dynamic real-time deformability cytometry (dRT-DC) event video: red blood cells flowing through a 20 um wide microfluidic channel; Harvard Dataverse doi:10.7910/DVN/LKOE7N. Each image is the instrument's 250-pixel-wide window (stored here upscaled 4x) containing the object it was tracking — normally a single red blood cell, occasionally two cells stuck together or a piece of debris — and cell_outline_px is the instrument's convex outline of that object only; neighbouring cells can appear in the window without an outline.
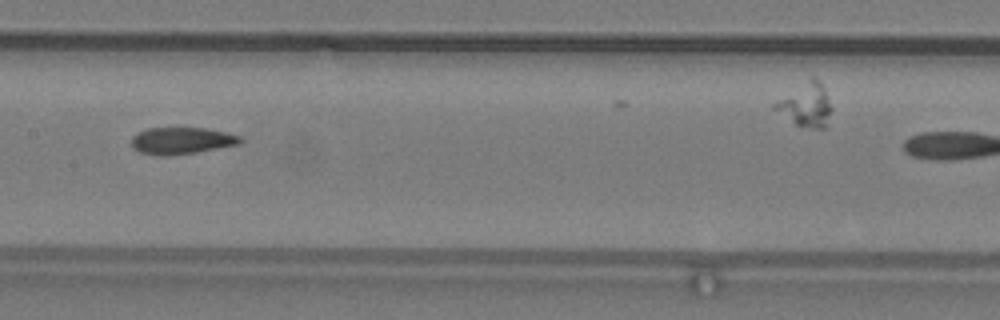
{"species": "common noctule bat (a hibernating species)", "species_latin": "Nyctalus noctula", "temperature_condition": "warm", "stored_images_in_passage": 34, "camera_frame_rate_fps": 3000, "um_per_image_px": 0.085, "animal": {"sex": "male", "body_mass_g": 19.2, "forearm_length_mm": 51.8}, "frame": {"image": 1, "passage_image": 19, "time_ms": 6.0, "image_size_px": [1000, 320], "cell_outline_px": [[244, 140], [240, 144], [196, 152], [168, 156], [156, 156], [140, 152], [132, 148], [132, 136], [148, 128], [204, 128], [224, 132], [240, 136]], "centroid_in_image_um": [15.43, 11.97], "position_along_channel_um": 192.0, "area_um2": 16.99}}
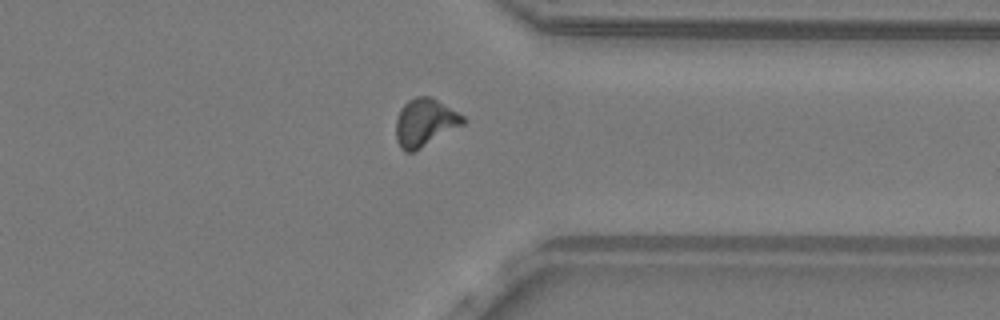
{"frame": {"image": 2, "passage_image": 33, "time_ms": 10.667, "image_size_px": [1000, 320], "cell_outline_px": [[468, 120], [464, 124], [420, 148], [412, 152], [404, 152], [400, 148], [396, 140], [396, 120], [400, 108], [408, 100], [416, 96], [428, 96], [436, 100], [464, 116]], "centroid_in_image_um": [36.09, 10.42], "position_along_channel_um": 375.3, "area_um2": 18.5}}